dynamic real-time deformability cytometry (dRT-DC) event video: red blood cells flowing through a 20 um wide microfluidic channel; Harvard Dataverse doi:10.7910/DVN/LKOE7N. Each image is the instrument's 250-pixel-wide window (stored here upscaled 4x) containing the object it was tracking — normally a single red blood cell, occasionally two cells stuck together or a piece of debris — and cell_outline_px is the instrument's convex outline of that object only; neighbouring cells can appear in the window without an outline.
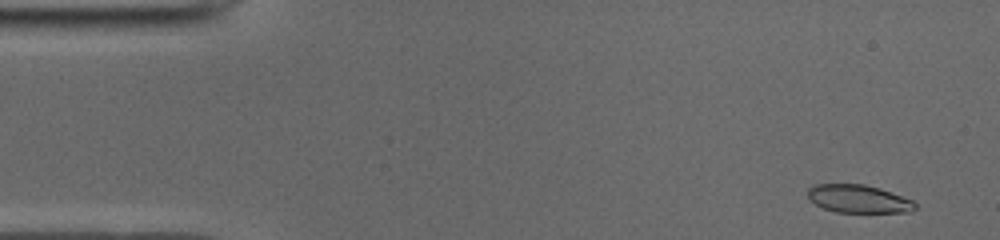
{"species": "common noctule bat (a hibernating species)", "species_latin": "Nyctalus noctula", "temperature_condition": "cold", "stored_images_in_passage": 49, "camera_frame_rate_fps": 3000, "um_per_image_px": 0.085, "animal": {"sex": "male", "body_mass_g": 19.0, "forearm_length_mm": 50.8}, "frame": {"image": 1, "passage_image": 2, "time_ms": 0.333, "image_size_px": [1000, 240], "cell_outline_px": [[916, 208], [912, 212], [836, 212], [824, 208], [816, 204], [808, 196], [808, 188], [812, 184], [864, 184], [880, 188], [912, 200], [916, 204]], "centroid_in_image_um": [72.98, 16.9], "position_along_channel_um": 12.0, "area_um2": 17.46}}
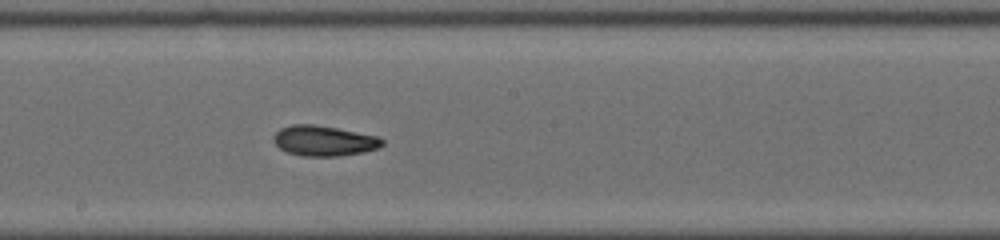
{"frame": {"image": 2, "passage_image": 26, "time_ms": 8.333, "image_size_px": [1000, 240], "cell_outline_px": [[384, 144], [380, 148], [364, 152], [340, 156], [300, 156], [288, 152], [280, 148], [272, 140], [272, 136], [280, 128], [292, 124], [312, 124], [336, 128], [376, 136], [384, 140]], "centroid_in_image_um": [27.52, 11.97], "position_along_channel_um": 220.7, "area_um2": 19.25}}
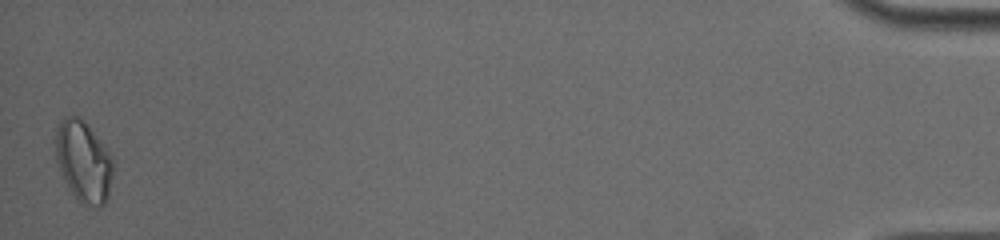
{"frame": {"image": 3, "passage_image": 49, "time_ms": 16.0, "image_size_px": [1000, 240], "cell_outline_px": [[112, 176], [108, 196], [104, 204], [100, 208], [88, 208], [80, 204], [64, 180], [60, 172], [56, 160], [52, 140], [56, 128], [60, 120], [68, 116], [80, 116], [84, 120], [100, 140], [108, 152], [112, 160]], "centroid_in_image_um": [7.04, 13.73], "position_along_channel_um": 428.2, "area_um2": 27.74}, "authors_computed_cell_mechanics": {"area_um2": 19.1318, "velocity_mm_per_s": 3.9519, "shape_relaxation_time_tau1_ms": 5.5879, "shape_relaxation_time_tau2_ms": 4.61, "deformation_change_tau1": 0.1606, "deformation_change_tau2": 0.1041}}